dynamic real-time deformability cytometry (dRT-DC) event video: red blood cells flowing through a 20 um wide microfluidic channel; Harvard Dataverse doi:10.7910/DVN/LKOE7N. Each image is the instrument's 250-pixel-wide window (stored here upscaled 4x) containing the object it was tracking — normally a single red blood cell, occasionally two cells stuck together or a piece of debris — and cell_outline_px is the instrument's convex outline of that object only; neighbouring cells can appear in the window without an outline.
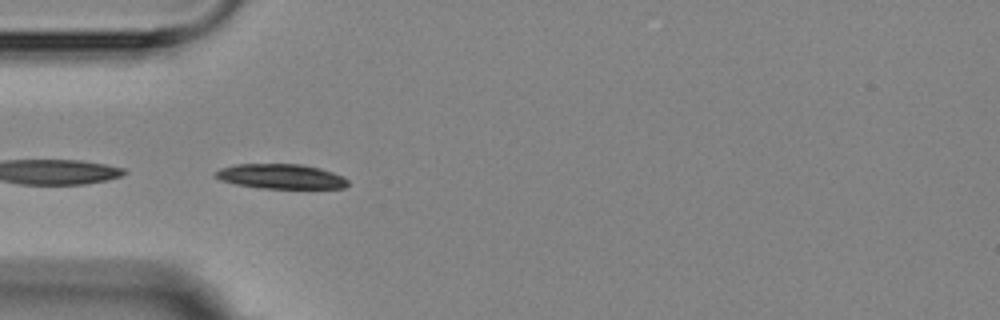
{"species": "Egyptian fruit bat (a non-hibernating species)", "species_latin": "Rousettus aegyptiacus", "temperature_condition": "room temperature", "stored_images_in_passage": 5, "segment_of_instrument_passage": [2, 2], "camera_frame_rate_fps": 3000, "um_per_image_px": 0.085, "animal": {"sex": "female"}, "frame": {"image": 1, "passage_image": 4, "time_ms": 4.0, "image_size_px": [1000, 320], "cell_outline_px": [[348, 184], [344, 188], [260, 188], [236, 184], [220, 180], [216, 176], [216, 172], [220, 168], [236, 164], [300, 164], [320, 168], [344, 176], [348, 180]], "centroid_in_image_um": [23.89, 14.99], "position_along_channel_um": 61.1, "area_um2": 19.02}}